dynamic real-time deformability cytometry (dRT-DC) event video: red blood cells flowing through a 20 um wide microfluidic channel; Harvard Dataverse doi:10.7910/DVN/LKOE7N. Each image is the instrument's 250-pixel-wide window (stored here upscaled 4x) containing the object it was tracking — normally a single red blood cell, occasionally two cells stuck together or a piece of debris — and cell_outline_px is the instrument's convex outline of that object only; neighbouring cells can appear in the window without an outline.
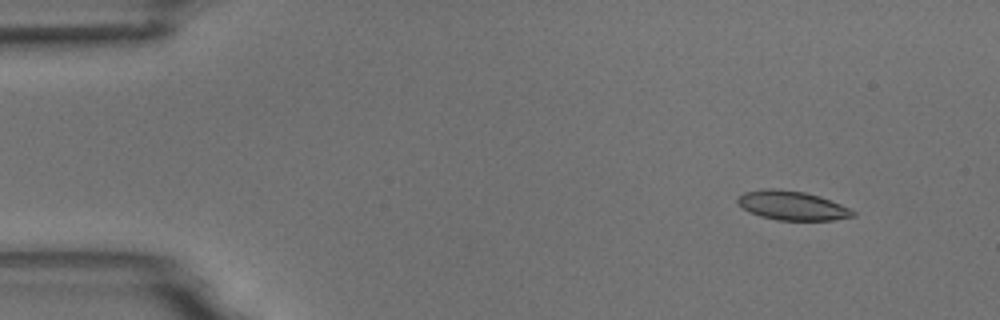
{"species": "common noctule bat (a hibernating species)", "species_latin": "Nyctalus noctula", "temperature_condition": "room temperature", "stored_images_in_passage": 5, "camera_frame_rate_fps": 3000, "um_per_image_px": 0.085, "animal": {"sex": "male", "body_mass_g": 18.8}, "frame": {"image": 1, "passage_image": 2, "time_ms": 1.333, "image_size_px": [1000, 320], "cell_outline_px": [[856, 216], [836, 220], [776, 220], [760, 216], [748, 212], [736, 200], [736, 196], [744, 192], [764, 188], [772, 188], [804, 192], [820, 196], [840, 204], [856, 212]], "centroid_in_image_um": [67.32, 17.47], "position_along_channel_um": 17.7, "area_um2": 19.65}}
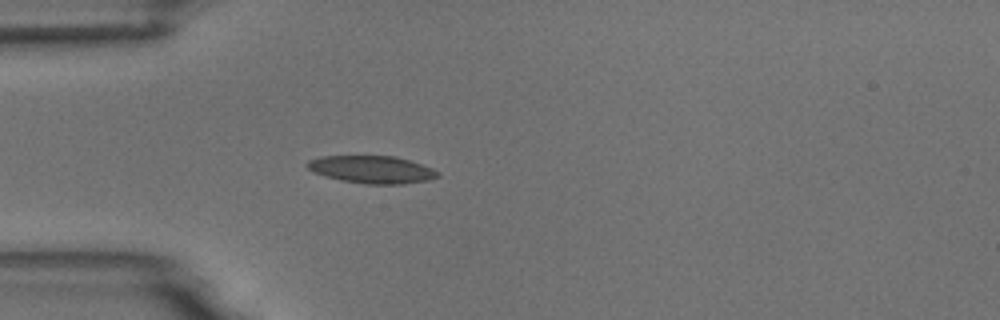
{"frame": {"image": 2, "passage_image": 5, "time_ms": 4.667, "image_size_px": [1000, 320], "cell_outline_px": [[440, 176], [428, 180], [404, 184], [364, 184], [340, 180], [324, 176], [312, 172], [304, 164], [308, 160], [320, 156], [396, 156], [432, 168], [440, 172]], "centroid_in_image_um": [31.58, 14.41], "position_along_channel_um": 53.4, "area_um2": 21.1}}